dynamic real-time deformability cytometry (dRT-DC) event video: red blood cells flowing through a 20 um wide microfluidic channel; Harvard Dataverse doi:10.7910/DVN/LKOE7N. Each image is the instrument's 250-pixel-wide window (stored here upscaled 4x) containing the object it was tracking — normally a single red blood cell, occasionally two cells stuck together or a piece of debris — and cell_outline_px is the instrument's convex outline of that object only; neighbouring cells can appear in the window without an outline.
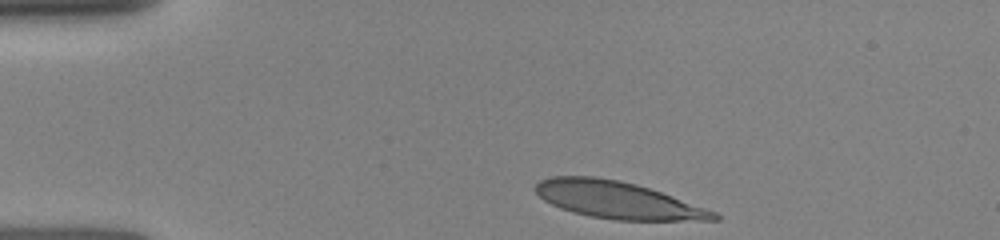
{"species": "human", "species_latin": "Homo sapiens", "temperature_condition": "room temperature", "stored_images_in_passage": 23, "camera_frame_rate_fps": 3000, "um_per_image_px": 0.085, "donor": {"sex": "female"}, "frame": {"image": 1, "passage_image": 1, "time_ms": 0.0, "image_size_px": [1000, 240], "cell_outline_px": [[720, 220], [616, 220], [588, 216], [572, 212], [560, 208], [544, 200], [532, 188], [540, 180], [552, 176], [592, 176], [620, 180], [636, 184], [672, 196], [716, 212], [720, 216]], "centroid_in_image_um": [52.45, 17.0], "position_along_channel_um": 32.5, "area_um2": 38.32}}
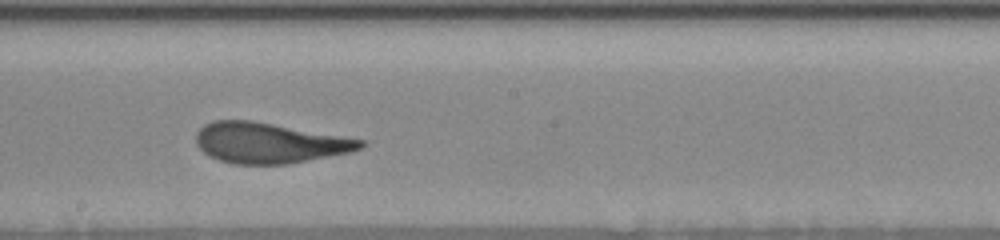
{"frame": {"image": 2, "passage_image": 14, "time_ms": 6.0, "image_size_px": [1000, 240], "cell_outline_px": [[364, 144], [360, 148], [348, 152], [288, 164], [232, 164], [208, 156], [196, 144], [196, 132], [204, 124], [212, 120], [252, 120], [364, 140]], "centroid_in_image_um": [22.81, 12.14], "position_along_channel_um": 225.4, "area_um2": 38.49}}
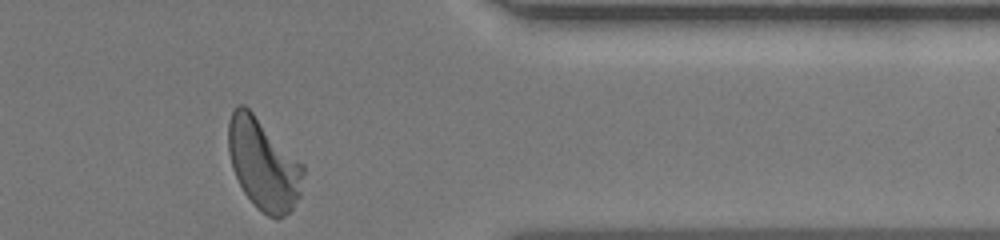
{"frame": {"image": 3, "passage_image": 23, "time_ms": 10.333, "image_size_px": [1000, 240], "cell_outline_px": [[304, 172], [300, 196], [292, 208], [280, 220], [276, 220], [268, 216], [256, 208], [244, 192], [232, 168], [228, 152], [228, 120], [236, 104], [244, 104], [304, 164]], "centroid_in_image_um": [22.39, 13.97], "position_along_channel_um": 389.0, "area_um2": 39.88}}